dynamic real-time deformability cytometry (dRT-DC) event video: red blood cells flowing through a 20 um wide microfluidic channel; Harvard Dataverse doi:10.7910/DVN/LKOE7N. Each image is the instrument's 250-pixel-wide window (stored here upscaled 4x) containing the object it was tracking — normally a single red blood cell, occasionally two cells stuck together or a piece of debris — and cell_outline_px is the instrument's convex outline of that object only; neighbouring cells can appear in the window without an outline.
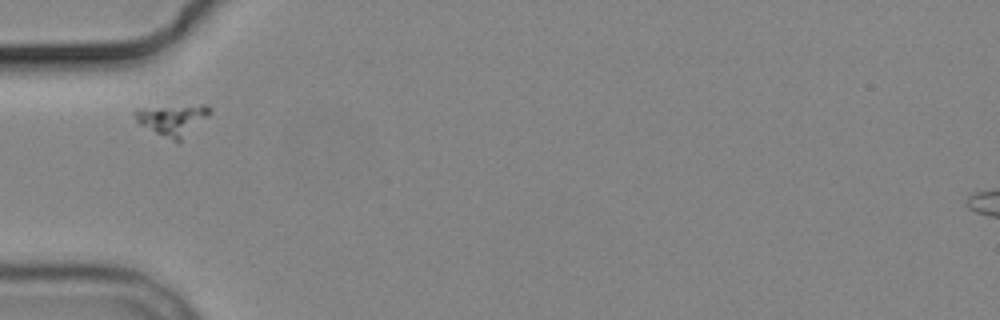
{"species": "common noctule bat (a hibernating species)", "species_latin": "Nyctalus noctula", "temperature_condition": "cold", "stored_images_in_passage": 3, "camera_frame_rate_fps": 3000, "um_per_image_px": 0.085, "animal": {"sex": "male", "body_mass_g": 19.2, "forearm_length_mm": 51.8}, "frame": {"image": 1, "passage_image": 1, "time_ms": 0.0, "image_size_px": [1000, 320], "cell_outline_px": [[212, 112], [208, 116], [176, 144], [140, 124], [136, 120], [132, 112], [136, 108], [204, 104], [212, 108]], "centroid_in_image_um": [14.65, 10.16], "position_along_channel_um": 70.3, "area_um2": 13.7}}
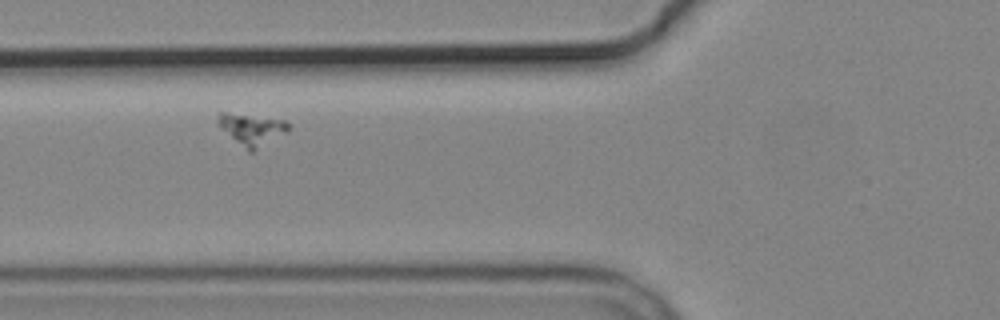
{"frame": {"image": 2, "passage_image": 2, "time_ms": 1.0, "image_size_px": [1000, 320], "cell_outline_px": [[292, 128], [288, 132], [252, 152], [248, 152], [220, 128], [216, 120], [216, 116], [220, 112], [228, 112], [284, 120], [292, 124]], "centroid_in_image_um": [21.42, 10.99], "position_along_channel_um": 104.4, "area_um2": 13.24}}
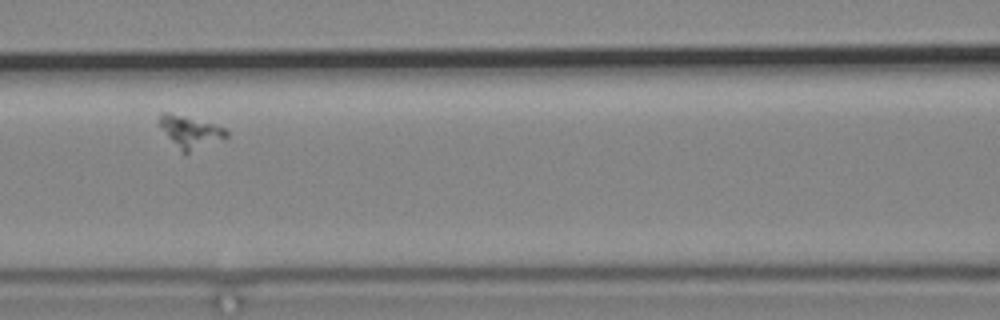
{"frame": {"image": 3, "passage_image": 3, "time_ms": 2.333, "image_size_px": [1000, 320], "cell_outline_px": [[228, 136], [224, 140], [188, 152], [180, 152], [168, 136], [160, 124], [160, 112], [168, 112], [212, 124], [224, 128], [228, 132]], "centroid_in_image_um": [16.21, 11.22], "position_along_channel_um": 150.4, "area_um2": 12.08}}